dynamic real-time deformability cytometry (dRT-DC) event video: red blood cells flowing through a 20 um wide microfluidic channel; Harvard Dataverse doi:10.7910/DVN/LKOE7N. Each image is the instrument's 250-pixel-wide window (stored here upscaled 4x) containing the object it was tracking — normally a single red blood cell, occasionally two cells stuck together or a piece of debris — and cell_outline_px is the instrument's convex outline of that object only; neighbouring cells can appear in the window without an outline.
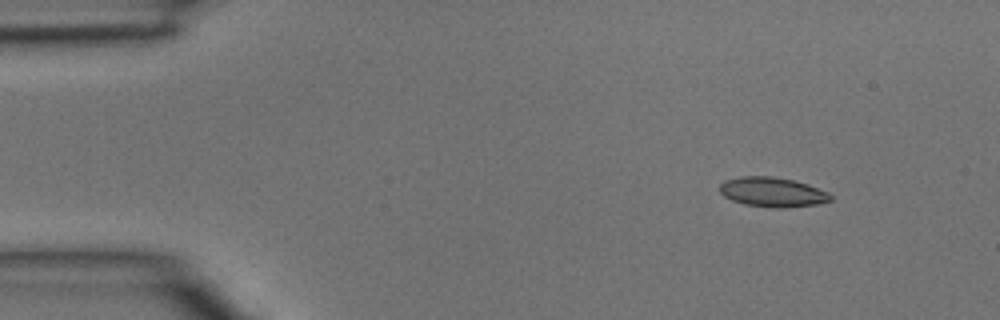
{"species": "common noctule bat (a hibernating species)", "species_latin": "Nyctalus noctula", "temperature_condition": "room temperature", "stored_images_in_passage": 3, "camera_frame_rate_fps": 3000, "um_per_image_px": 0.085, "animal": {"sex": "male", "body_mass_g": 15.6}, "frame": {"image": 1, "passage_image": 1, "time_ms": 0.0, "image_size_px": [1000, 320], "cell_outline_px": [[832, 200], [816, 204], [784, 208], [772, 208], [744, 204], [732, 200], [724, 196], [720, 192], [720, 184], [724, 180], [740, 176], [772, 176], [792, 180], [808, 184], [828, 192], [832, 196]], "centroid_in_image_um": [65.65, 16.32], "position_along_channel_um": 19.4, "area_um2": 19.19}}
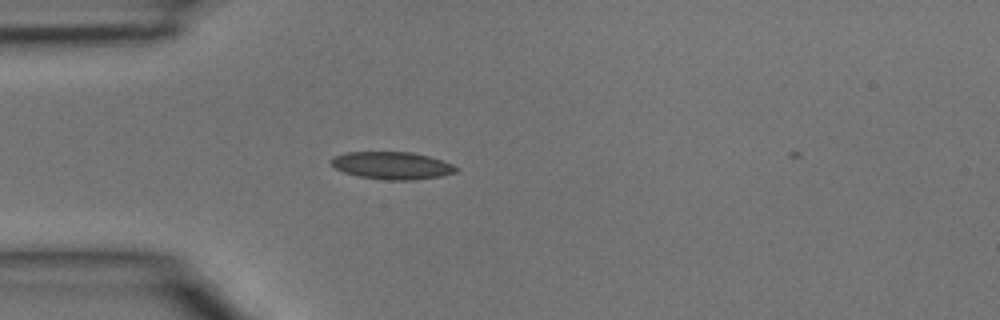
{"frame": {"image": 2, "passage_image": 3, "time_ms": 0.667, "image_size_px": [1000, 320], "cell_outline_px": [[460, 168], [456, 172], [440, 176], [416, 180], [384, 180], [356, 176], [344, 172], [336, 168], [328, 160], [332, 156], [348, 152], [412, 152], [428, 156], [452, 164]], "centroid_in_image_um": [33.3, 14.07], "position_along_channel_um": 51.7, "area_um2": 20.11}}